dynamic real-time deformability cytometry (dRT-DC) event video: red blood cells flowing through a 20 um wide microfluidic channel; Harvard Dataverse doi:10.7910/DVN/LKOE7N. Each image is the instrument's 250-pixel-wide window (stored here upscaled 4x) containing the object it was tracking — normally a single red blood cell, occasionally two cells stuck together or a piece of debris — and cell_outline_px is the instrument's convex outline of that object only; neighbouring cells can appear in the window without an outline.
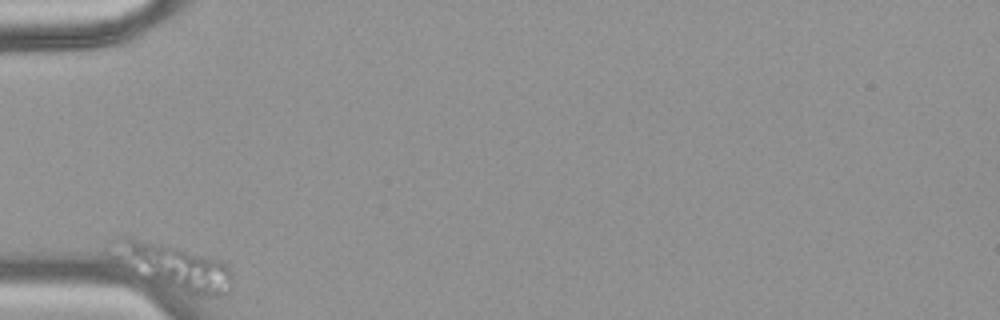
{"species": "common noctule bat (a hibernating species)", "species_latin": "Nyctalus noctula", "temperature_condition": "warm", "stored_images_in_passage": 37, "camera_frame_rate_fps": 3000, "um_per_image_px": 0.085, "animal": {"sex": "female", "body_mass_g": 18.4}, "frame": {"image": 1, "passage_image": 1, "time_ms": 0.0, "image_size_px": [1000, 320], "cell_outline_px": [[232, 292], [224, 296], [196, 296], [144, 280], [120, 264], [116, 260], [112, 236], [132, 236], [168, 244], [184, 248], [220, 260], [232, 272]], "centroid_in_image_um": [14.75, 22.67], "position_along_channel_um": 70.2, "area_um2": 32.89}}
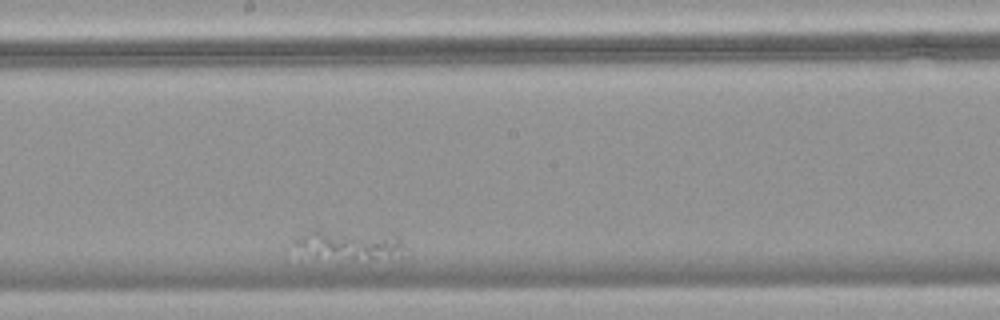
{"frame": {"image": 2, "passage_image": 20, "time_ms": 6.333, "image_size_px": [1000, 320], "cell_outline_px": [[412, 252], [400, 256], [340, 260], [316, 252], [296, 244], [292, 240], [304, 232], [312, 228], [396, 236]], "centroid_in_image_um": [29.85, 20.77], "position_along_channel_um": 218.4, "area_um2": 18.32}}
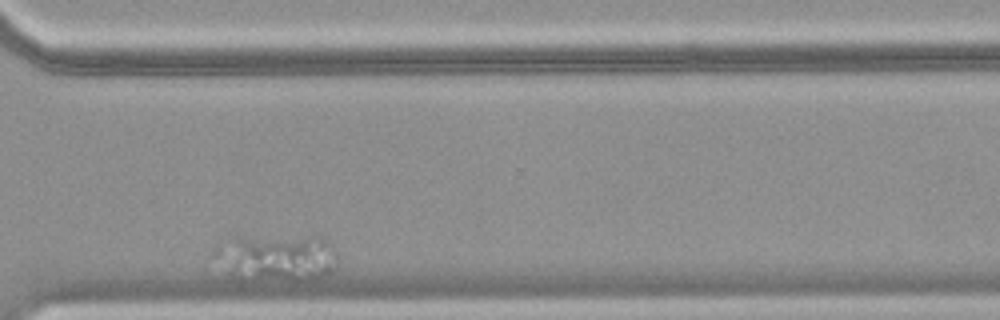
{"frame": {"image": 3, "passage_image": 35, "time_ms": 11.333, "image_size_px": [1000, 320], "cell_outline_px": [[336, 268], [332, 272], [316, 280], [240, 280], [232, 276], [204, 256], [216, 244], [232, 236], [320, 236], [328, 240], [336, 248]], "centroid_in_image_um": [23.37, 21.89], "position_along_channel_um": 347.2, "area_um2": 36.01}}